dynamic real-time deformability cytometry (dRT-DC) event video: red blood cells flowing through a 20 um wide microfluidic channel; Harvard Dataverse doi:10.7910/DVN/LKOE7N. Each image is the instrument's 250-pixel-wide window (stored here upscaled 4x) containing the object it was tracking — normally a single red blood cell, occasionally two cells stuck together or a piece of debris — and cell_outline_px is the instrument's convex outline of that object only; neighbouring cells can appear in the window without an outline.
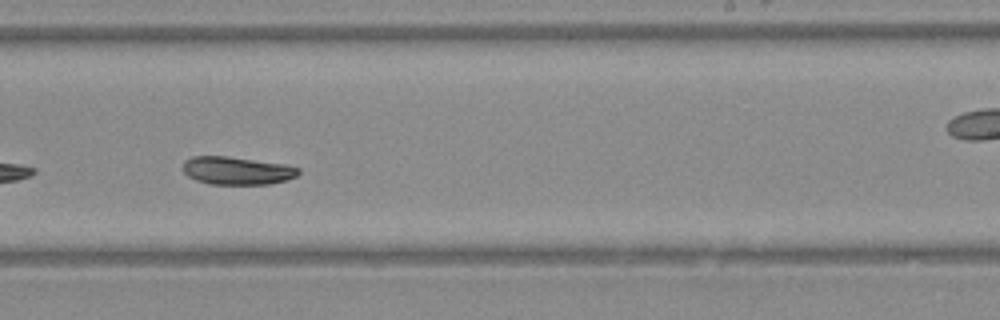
{"species": "Egyptian fruit bat (a non-hibernating species)", "species_latin": "Rousettus aegyptiacus", "temperature_condition": "warm", "stored_images_in_passage": 39, "camera_frame_rate_fps": 3000, "um_per_image_px": 0.085, "animal": {"sex": "female"}, "frame": {"image": 1, "passage_image": 23, "time_ms": 7.333, "image_size_px": [1000, 320], "cell_outline_px": [[300, 172], [296, 176], [288, 180], [268, 184], [208, 184], [196, 180], [188, 176], [184, 172], [184, 160], [192, 156], [228, 156], [284, 164], [300, 168]], "centroid_in_image_um": [20.15, 14.5], "position_along_channel_um": 268.9, "area_um2": 18.84}}